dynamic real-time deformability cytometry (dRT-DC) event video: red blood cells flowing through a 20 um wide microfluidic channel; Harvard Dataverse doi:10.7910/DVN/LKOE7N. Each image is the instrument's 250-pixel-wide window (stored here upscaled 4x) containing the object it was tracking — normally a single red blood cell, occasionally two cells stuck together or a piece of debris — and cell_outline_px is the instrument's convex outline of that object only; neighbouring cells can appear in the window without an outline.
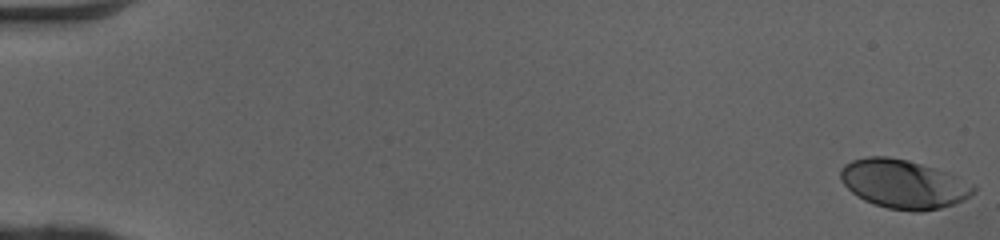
{"species": "human", "species_latin": "Homo sapiens", "temperature_condition": "cold", "stored_images_in_passage": 51, "camera_frame_rate_fps": 3000, "um_per_image_px": 0.085, "donor": {"sex": "female"}, "frame": {"image": 1, "passage_image": 1, "time_ms": 0.0, "image_size_px": [1000, 240], "cell_outline_px": [[976, 192], [964, 200], [940, 208], [924, 212], [912, 212], [888, 208], [872, 204], [856, 196], [840, 180], [840, 168], [844, 164], [852, 160], [868, 156], [888, 156], [908, 160], [948, 172], [976, 184]], "centroid_in_image_um": [76.82, 15.64], "position_along_channel_um": 8.2, "area_um2": 38.32}}
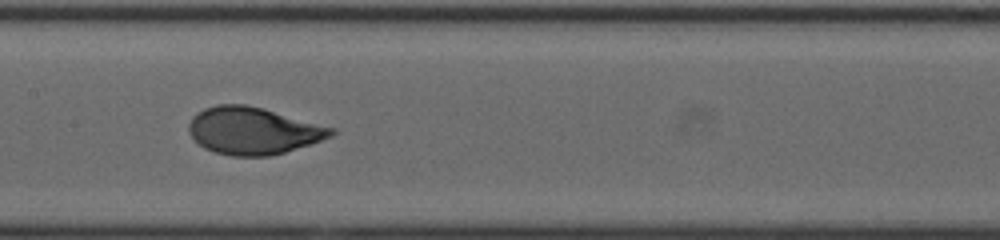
{"frame": {"image": 2, "passage_image": 27, "time_ms": 8.667, "image_size_px": [1000, 240], "cell_outline_px": [[336, 132], [332, 136], [284, 152], [268, 156], [232, 156], [216, 152], [204, 148], [188, 132], [188, 124], [192, 116], [196, 112], [204, 108], [216, 104], [244, 104], [260, 108], [336, 128]], "centroid_in_image_um": [21.48, 11.1], "position_along_channel_um": 185.9, "area_um2": 38.78}}
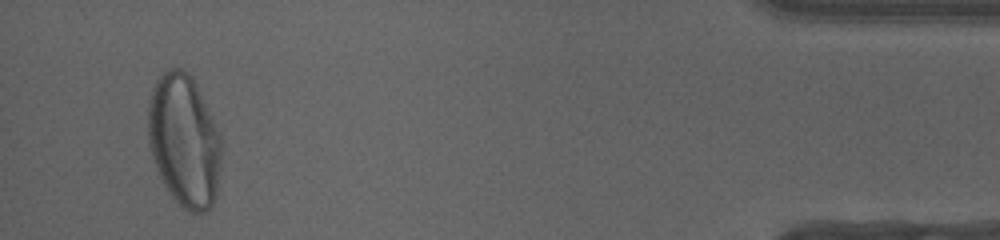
{"frame": {"image": 3, "passage_image": 49, "time_ms": 16.0, "image_size_px": [1000, 240], "cell_outline_px": [[224, 144], [216, 196], [212, 204], [204, 212], [192, 212], [184, 208], [172, 196], [164, 184], [152, 160], [148, 144], [148, 100], [152, 88], [156, 80], [168, 68], [180, 68], [188, 72], [192, 76], [196, 84]], "centroid_in_image_um": [15.65, 11.94], "position_along_channel_um": 419.5, "area_um2": 56.93}, "authors_computed_cell_mechanics": {"area_um2": 38.5526, "velocity_mm_per_s": 4.0786, "shape_relaxation_time_tau1_ms": 3.7282, "shape_relaxation_time_tau2_ms": null, "deformation_change_tau1": 0.2021, "deformation_change_tau2": null}}